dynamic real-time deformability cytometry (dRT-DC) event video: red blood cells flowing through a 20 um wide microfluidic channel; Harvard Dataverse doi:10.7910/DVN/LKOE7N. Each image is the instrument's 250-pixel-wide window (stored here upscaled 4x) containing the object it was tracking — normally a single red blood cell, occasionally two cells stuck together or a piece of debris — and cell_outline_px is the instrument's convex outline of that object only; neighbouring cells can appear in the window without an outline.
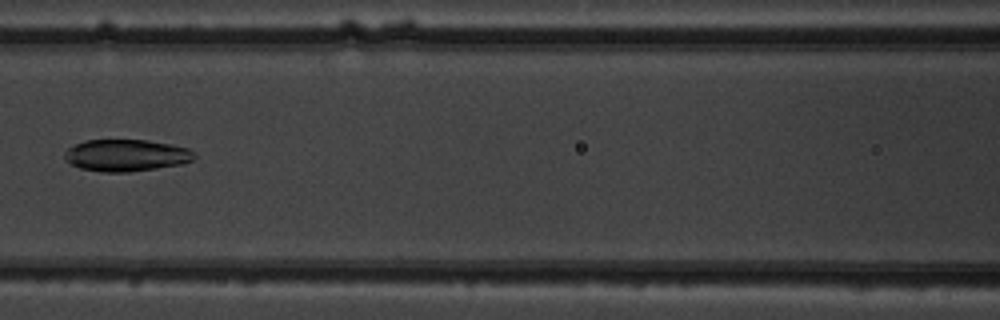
{"species": "common noctule bat (a hibernating species)", "species_latin": "Nyctalus noctula", "temperature_condition": "warm", "stored_images_in_passage": 7, "camera_frame_rate_fps": 3000, "um_per_image_px": 0.085, "animal": {"sex": "male", "body_mass_g": 19.5, "forearm_length_mm": 54.6}, "frame": {"image": 1, "passage_image": 7, "time_ms": 7.667, "image_size_px": [1000, 320], "cell_outline_px": [[196, 156], [192, 160], [184, 164], [128, 172], [104, 172], [80, 168], [72, 164], [64, 156], [64, 152], [68, 148], [84, 140], [148, 140], [188, 148], [196, 152]], "centroid_in_image_um": [10.76, 13.2], "position_along_channel_um": 155.8, "area_um2": 24.04}}